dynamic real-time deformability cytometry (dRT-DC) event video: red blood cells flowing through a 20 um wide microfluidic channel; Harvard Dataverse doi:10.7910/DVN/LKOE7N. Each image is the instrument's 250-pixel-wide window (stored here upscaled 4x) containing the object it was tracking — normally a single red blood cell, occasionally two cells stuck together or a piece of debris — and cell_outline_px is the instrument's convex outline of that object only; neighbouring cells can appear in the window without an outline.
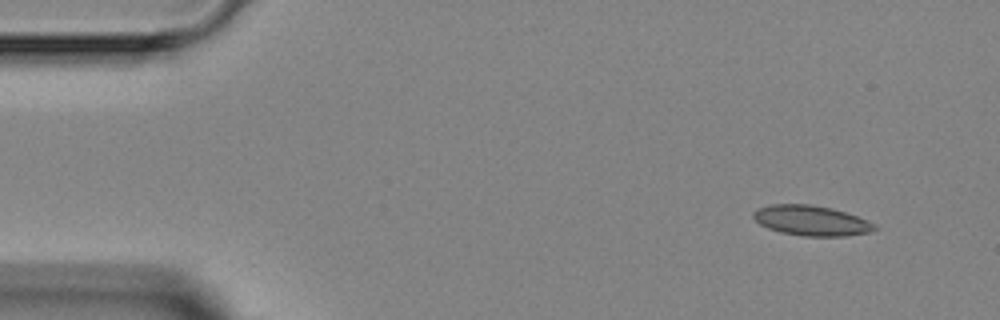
{"species": "Egyptian fruit bat (a non-hibernating species)", "species_latin": "Rousettus aegyptiacus", "temperature_condition": "room temperature", "stored_images_in_passage": 4, "camera_frame_rate_fps": 3000, "um_per_image_px": 0.085, "animal": {"sex": "female"}, "frame": {"image": 1, "passage_image": 1, "time_ms": 0.0, "image_size_px": [1000, 320], "cell_outline_px": [[880, 228], [868, 232], [844, 236], [804, 236], [780, 232], [768, 228], [760, 224], [752, 216], [752, 212], [760, 208], [772, 204], [808, 204], [832, 208], [856, 216]], "centroid_in_image_um": [68.92, 18.75], "position_along_channel_um": 16.1, "area_um2": 20.98}}